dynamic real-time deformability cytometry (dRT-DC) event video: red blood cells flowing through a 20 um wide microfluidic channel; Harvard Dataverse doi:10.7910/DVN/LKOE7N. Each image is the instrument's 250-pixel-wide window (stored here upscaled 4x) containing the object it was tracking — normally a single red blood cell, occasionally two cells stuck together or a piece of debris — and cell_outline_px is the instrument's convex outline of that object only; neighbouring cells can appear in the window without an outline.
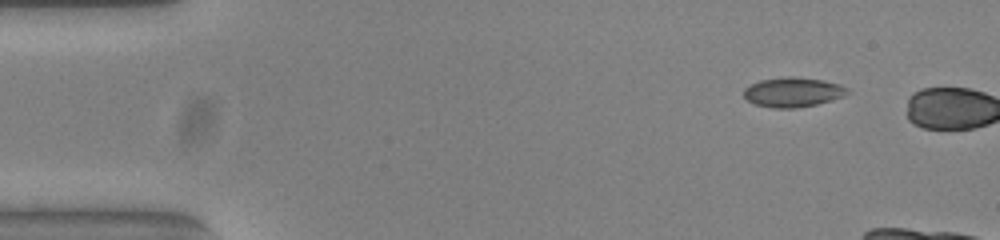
{"species": "common noctule bat (a hibernating species)", "species_latin": "Nyctalus noctula", "temperature_condition": "warm", "stored_images_in_passage": 2, "camera_frame_rate_fps": 3000, "um_per_image_px": 0.085, "animal": {"sex": "female", "body_mass_g": 23.0, "forearm_length_mm": 53.4}, "frame": {"image": 1, "passage_image": 1, "time_ms": 0.0, "image_size_px": [1000, 240], "cell_outline_px": [[852, 92], [844, 96], [832, 100], [816, 104], [796, 108], [772, 108], [756, 104], [748, 100], [744, 96], [744, 88], [760, 80], [788, 76], [792, 76], [824, 80], [840, 84], [848, 88]], "centroid_in_image_um": [67.44, 7.83], "position_along_channel_um": 17.6, "area_um2": 17.98}}